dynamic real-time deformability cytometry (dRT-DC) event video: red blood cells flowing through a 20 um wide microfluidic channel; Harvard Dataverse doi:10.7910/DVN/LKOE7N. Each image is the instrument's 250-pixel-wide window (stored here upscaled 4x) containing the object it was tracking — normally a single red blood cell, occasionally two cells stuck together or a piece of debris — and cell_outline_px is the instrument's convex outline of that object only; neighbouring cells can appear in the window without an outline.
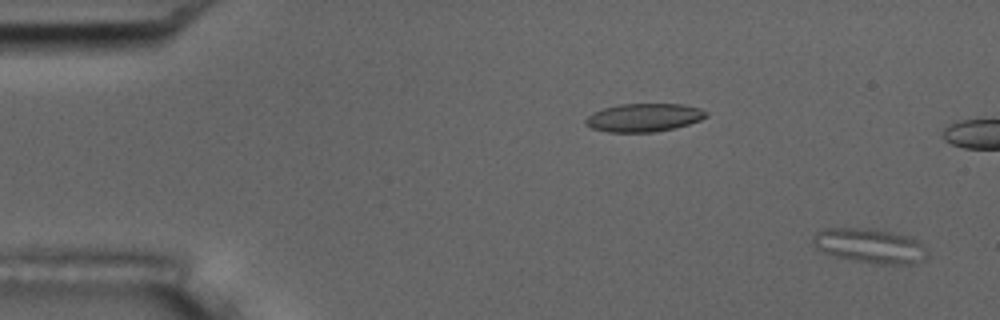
{"species": "common noctule bat (a hibernating species)", "species_latin": "Nyctalus noctula", "temperature_condition": "room temperature", "stored_images_in_passage": 16, "camera_frame_rate_fps": 3000, "um_per_image_px": 0.085, "animal": {"sex": "male", "body_mass_g": 17.5, "forearm_length_mm": 52.3}, "frame": {"image": 1, "passage_image": 3, "time_ms": 0.667, "image_size_px": [1000, 320], "cell_outline_px": [[928, 256], [924, 260], [916, 264], [876, 264], [852, 260], [836, 256], [824, 252], [816, 248], [812, 244], [812, 236], [816, 232], [824, 228], [876, 228], [912, 236], [920, 240], [928, 252]], "centroid_in_image_um": [73.99, 20.88], "position_along_channel_um": 11.0, "area_um2": 23.7}}